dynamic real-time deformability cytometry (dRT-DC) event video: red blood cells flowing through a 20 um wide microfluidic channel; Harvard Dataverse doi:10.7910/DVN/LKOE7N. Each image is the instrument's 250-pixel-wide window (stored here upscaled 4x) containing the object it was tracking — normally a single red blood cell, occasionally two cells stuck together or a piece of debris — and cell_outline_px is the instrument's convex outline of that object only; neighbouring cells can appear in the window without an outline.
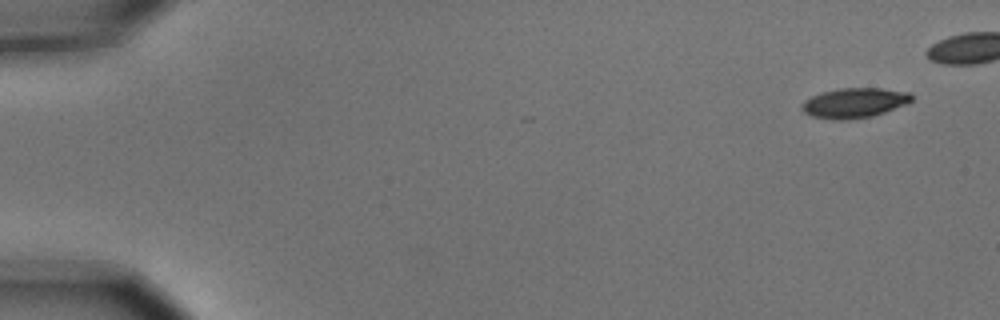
{"species": "common noctule bat (a hibernating species)", "species_latin": "Nyctalus noctula", "temperature_condition": "cold", "stored_images_in_passage": 3, "camera_frame_rate_fps": 3000, "um_per_image_px": 0.085, "animal": {"sex": "male", "body_mass_g": 15.6}, "frame": {"image": 1, "passage_image": 1, "time_ms": 0.0, "image_size_px": [1000, 320], "cell_outline_px": [[912, 100], [904, 104], [884, 112], [872, 116], [840, 120], [836, 120], [812, 116], [804, 112], [800, 108], [804, 100], [812, 96], [824, 92], [840, 88], [880, 88], [912, 92]], "centroid_in_image_um": [72.61, 8.73], "position_along_channel_um": 12.4, "area_um2": 18.9}}